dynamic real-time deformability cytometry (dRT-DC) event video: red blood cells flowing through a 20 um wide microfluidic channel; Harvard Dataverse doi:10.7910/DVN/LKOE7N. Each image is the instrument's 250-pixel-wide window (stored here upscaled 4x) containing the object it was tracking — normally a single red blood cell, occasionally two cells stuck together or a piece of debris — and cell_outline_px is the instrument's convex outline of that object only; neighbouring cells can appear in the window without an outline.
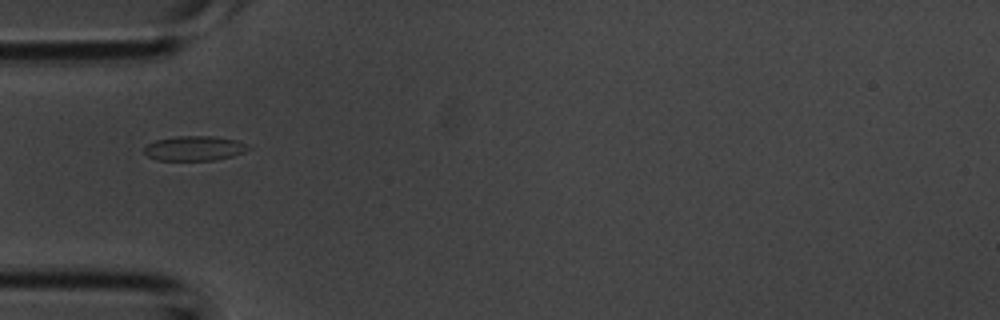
{"species": "common noctule bat (a hibernating species)", "species_latin": "Nyctalus noctula", "temperature_condition": "room temperature", "stored_images_in_passage": 7, "camera_frame_rate_fps": 3000, "um_per_image_px": 0.085, "animal": {"sex": "male", "body_mass_g": 20.1, "forearm_length_mm": 53.5}, "frame": {"image": 1, "passage_image": 1, "time_ms": 0.0, "image_size_px": [1000, 320], "cell_outline_px": [[252, 148], [244, 152], [232, 156], [212, 160], [156, 160], [148, 156], [144, 152], [144, 148], [148, 144], [156, 140], [176, 136], [212, 136], [236, 140], [248, 144]], "centroid_in_image_um": [16.54, 12.6], "position_along_channel_um": 68.5, "area_um2": 14.97}}
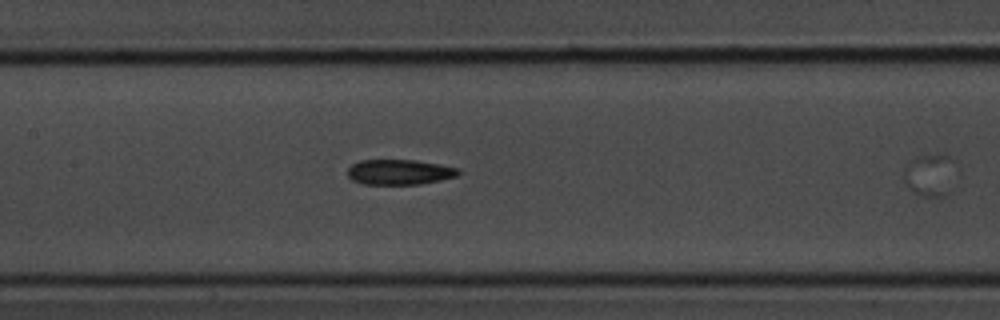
{"frame": {"image": 2, "passage_image": 4, "time_ms": 1.0, "image_size_px": [1000, 320], "cell_outline_px": [[460, 172], [456, 176], [440, 180], [420, 184], [364, 184], [352, 180], [348, 176], [348, 168], [352, 164], [360, 160], [416, 160], [460, 168]], "centroid_in_image_um": [33.95, 14.62], "position_along_channel_um": 173.5, "area_um2": 16.24}}
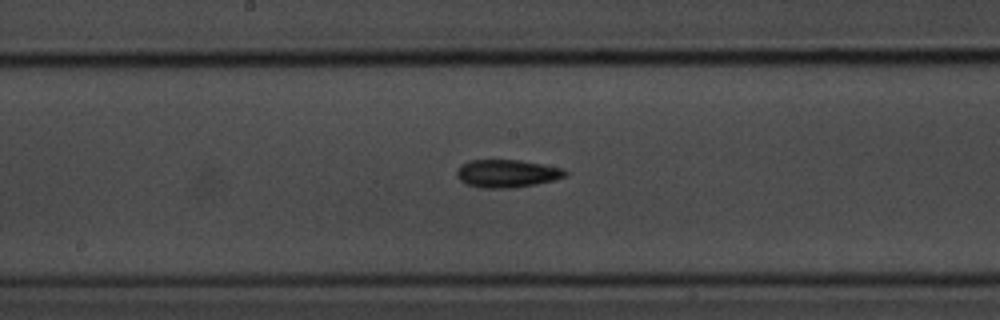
{"frame": {"image": 3, "passage_image": 6, "time_ms": 1.667, "image_size_px": [1000, 320], "cell_outline_px": [[568, 172], [564, 176], [556, 180], [536, 184], [512, 188], [484, 188], [468, 184], [460, 180], [456, 176], [456, 172], [460, 164], [468, 160], [520, 160], [544, 164], [564, 168]], "centroid_in_image_um": [43.1, 14.74], "position_along_channel_um": 205.1, "area_um2": 17.74}}